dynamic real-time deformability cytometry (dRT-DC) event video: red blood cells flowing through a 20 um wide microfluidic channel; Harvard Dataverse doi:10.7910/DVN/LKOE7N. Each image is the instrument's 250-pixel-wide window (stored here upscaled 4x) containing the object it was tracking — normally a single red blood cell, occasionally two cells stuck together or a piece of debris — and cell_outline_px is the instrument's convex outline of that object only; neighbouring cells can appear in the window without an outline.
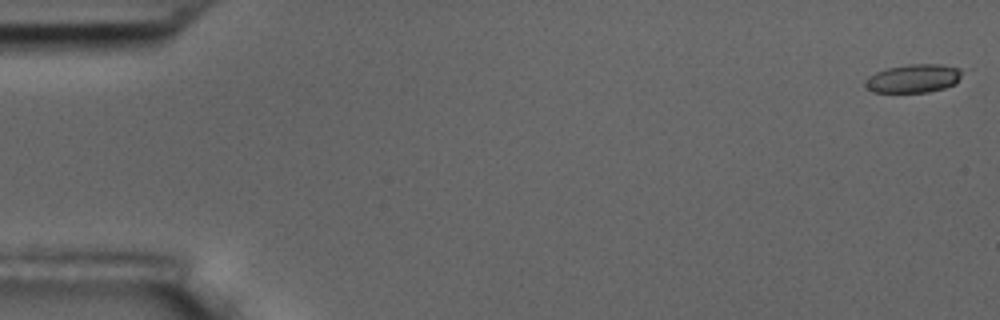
{"species": "common noctule bat (a hibernating species)", "species_latin": "Nyctalus noctula", "temperature_condition": "room temperature", "stored_images_in_passage": 9, "camera_frame_rate_fps": 3000, "um_per_image_px": 0.085, "animal": {"sex": "male", "body_mass_g": 17.5, "forearm_length_mm": 52.3}, "frame": {"image": 1, "passage_image": 1, "time_ms": 0.0, "image_size_px": [1000, 320], "cell_outline_px": [[964, 72], [956, 84], [944, 88], [928, 92], [872, 92], [864, 84], [868, 76], [876, 72], [888, 68], [908, 64], [940, 64], [960, 68]], "centroid_in_image_um": [77.68, 6.66], "position_along_channel_um": 7.3, "area_um2": 16.13}}
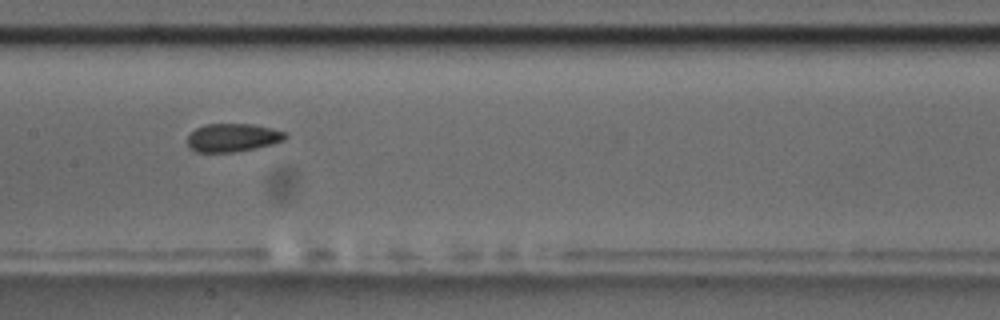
{"frame": {"image": 2, "passage_image": 8, "time_ms": 9.333, "image_size_px": [1000, 320], "cell_outline_px": [[288, 136], [284, 140], [272, 144], [256, 148], [232, 152], [196, 152], [188, 148], [188, 136], [196, 128], [204, 124], [252, 124], [272, 128], [288, 132]], "centroid_in_image_um": [19.8, 11.69], "position_along_channel_um": 187.6, "area_um2": 16.24}}
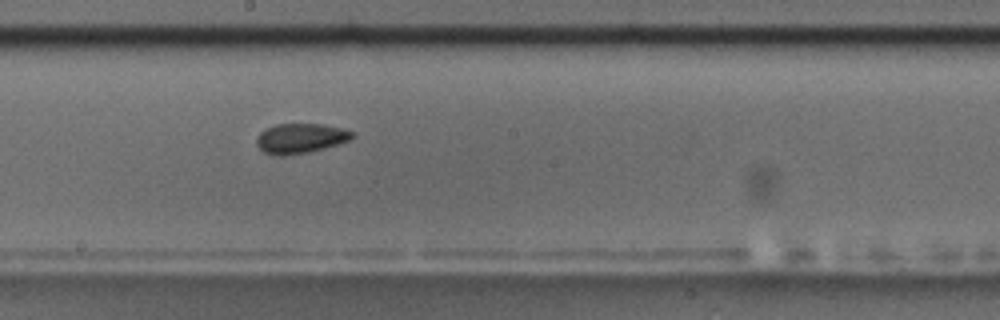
{"frame": {"image": 3, "passage_image": 9, "time_ms": 10.333, "image_size_px": [1000, 320], "cell_outline_px": [[356, 136], [352, 140], [340, 144], [308, 152], [284, 156], [272, 156], [264, 152], [256, 144], [256, 136], [260, 132], [276, 124], [324, 124], [356, 132]], "centroid_in_image_um": [25.57, 11.77], "position_along_channel_um": 222.6, "area_um2": 16.94}}